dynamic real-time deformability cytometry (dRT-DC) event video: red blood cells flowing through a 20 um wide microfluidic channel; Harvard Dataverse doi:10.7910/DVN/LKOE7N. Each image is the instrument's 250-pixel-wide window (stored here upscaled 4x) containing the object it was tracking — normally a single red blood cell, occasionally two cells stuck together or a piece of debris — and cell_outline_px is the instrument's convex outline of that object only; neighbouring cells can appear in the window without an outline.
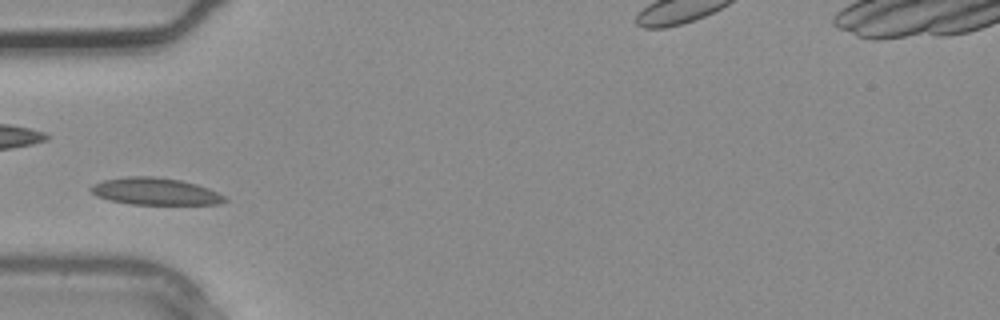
{"species": "common noctule bat (a hibernating species)", "species_latin": "Nyctalus noctula", "temperature_condition": "warm", "stored_images_in_passage": 2, "camera_frame_rate_fps": 3000, "um_per_image_px": 0.085, "animal": {"sex": "male", "body_mass_g": 20.4}, "frame": {"image": 1, "passage_image": 1, "time_ms": 0.0, "image_size_px": [1000, 320], "cell_outline_px": [[228, 200], [220, 204], [132, 204], [112, 200], [96, 196], [88, 188], [92, 184], [104, 180], [128, 176], [152, 176], [180, 180], [196, 184], [208, 188], [224, 196]], "centroid_in_image_um": [13.18, 16.26], "position_along_channel_um": 71.8, "area_um2": 20.92}}